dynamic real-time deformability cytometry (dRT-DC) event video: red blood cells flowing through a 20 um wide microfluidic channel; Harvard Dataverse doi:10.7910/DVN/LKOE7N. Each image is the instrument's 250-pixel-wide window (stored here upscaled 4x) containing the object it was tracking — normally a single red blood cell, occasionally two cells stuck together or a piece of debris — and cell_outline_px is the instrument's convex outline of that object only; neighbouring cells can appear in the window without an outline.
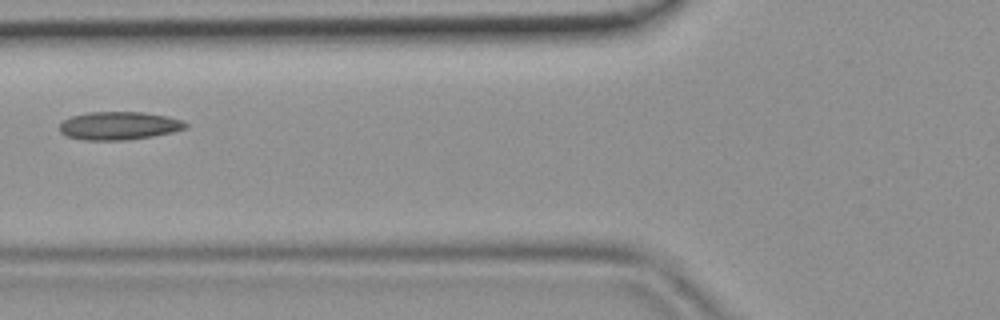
{"species": "common noctule bat (a hibernating species)", "species_latin": "Nyctalus noctula", "temperature_condition": "room temperature", "stored_images_in_passage": 2, "camera_frame_rate_fps": 3000, "um_per_image_px": 0.085, "animal": {"sex": "female", "body_mass_g": 19.9}, "frame": {"image": 1, "passage_image": 2, "time_ms": 0.333, "image_size_px": [1000, 320], "cell_outline_px": [[188, 128], [172, 132], [152, 136], [128, 140], [80, 140], [68, 136], [60, 132], [60, 124], [64, 120], [72, 116], [88, 112], [144, 112], [164, 116], [180, 120], [188, 124]], "centroid_in_image_um": [10.1, 10.69], "position_along_channel_um": 115.7, "area_um2": 20.58}}